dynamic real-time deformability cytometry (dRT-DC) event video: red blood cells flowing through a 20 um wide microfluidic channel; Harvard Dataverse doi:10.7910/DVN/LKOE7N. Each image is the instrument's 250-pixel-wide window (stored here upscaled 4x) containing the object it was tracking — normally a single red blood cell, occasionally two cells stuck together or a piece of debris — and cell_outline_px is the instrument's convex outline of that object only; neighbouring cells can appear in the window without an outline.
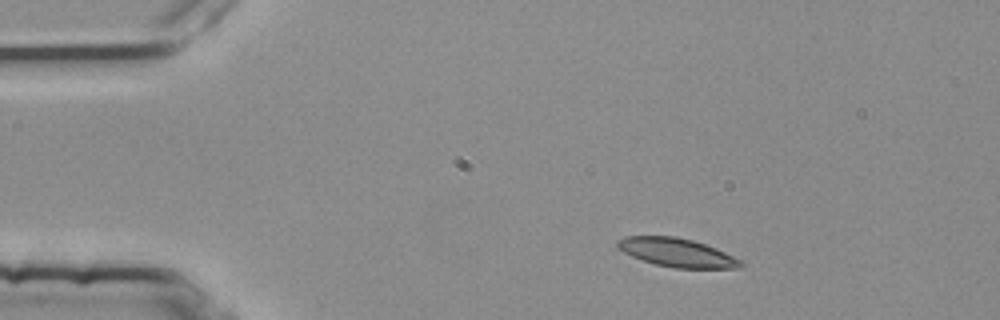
{"species": "common noctule bat (a hibernating species)", "species_latin": "Nyctalus noctula", "temperature_condition": "room temperature", "stored_images_in_passage": 4, "camera_frame_rate_fps": 3000, "um_per_image_px": 0.085, "animal": {"sex": "female", "body_mass_g": 25.1}, "frame": {"image": 1, "passage_image": 2, "time_ms": 0.333, "image_size_px": [1000, 320], "cell_outline_px": [[744, 264], [740, 268], [676, 268], [656, 264], [640, 260], [616, 248], [616, 240], [624, 236], [676, 236], [692, 240], [716, 248], [740, 260]], "centroid_in_image_um": [57.48, 21.46], "position_along_channel_um": 27.5, "area_um2": 20.52}}
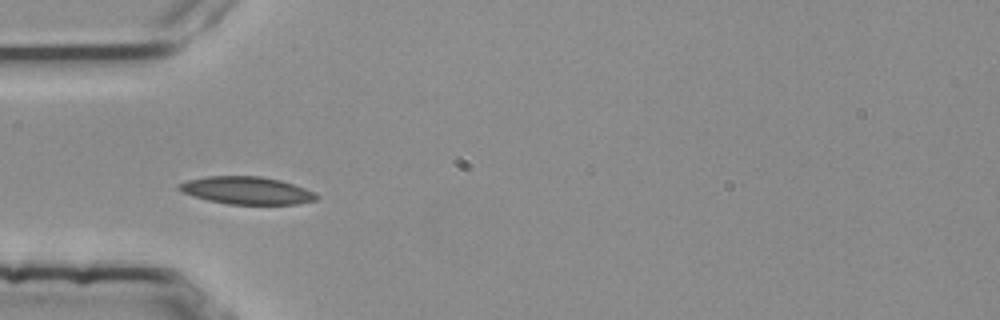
{"frame": {"image": 2, "passage_image": 4, "time_ms": 1.0, "image_size_px": [1000, 320], "cell_outline_px": [[320, 196], [316, 200], [296, 204], [228, 204], [208, 200], [180, 192], [176, 188], [176, 184], [188, 180], [204, 176], [260, 176], [280, 180], [316, 192]], "centroid_in_image_um": [20.94, 16.18], "position_along_channel_um": 64.1, "area_um2": 22.2}}